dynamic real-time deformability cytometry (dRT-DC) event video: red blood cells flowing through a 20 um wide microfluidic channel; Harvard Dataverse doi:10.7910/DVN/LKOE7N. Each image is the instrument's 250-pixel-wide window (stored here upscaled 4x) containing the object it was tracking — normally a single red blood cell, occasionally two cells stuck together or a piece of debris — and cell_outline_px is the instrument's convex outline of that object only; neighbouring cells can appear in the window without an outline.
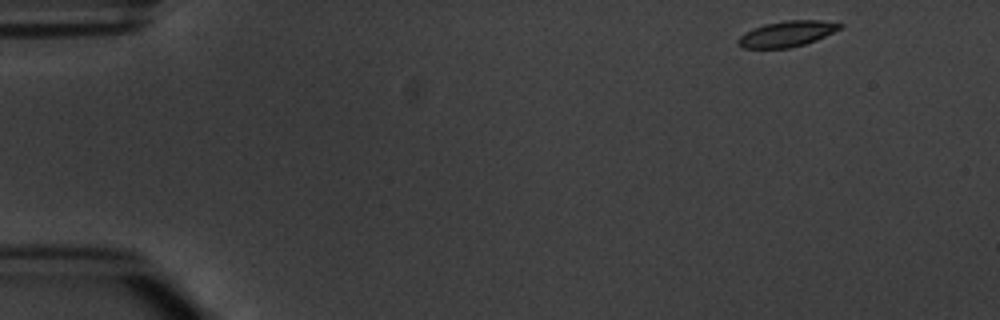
{"species": "common noctule bat (a hibernating species)", "species_latin": "Nyctalus noctula", "temperature_condition": "warm", "stored_images_in_passage": 3, "camera_frame_rate_fps": 3000, "um_per_image_px": 0.085, "animal": {"sex": "male", "body_mass_g": 20.1, "forearm_length_mm": 53.5}, "frame": {"image": 1, "passage_image": 1, "time_ms": 0.0, "image_size_px": [1000, 320], "cell_outline_px": [[844, 24], [840, 28], [816, 40], [792, 48], [744, 48], [736, 44], [736, 40], [744, 32], [752, 28], [764, 24], [788, 20], [820, 20]], "centroid_in_image_um": [66.83, 2.88], "position_along_channel_um": 18.2, "area_um2": 15.26}}